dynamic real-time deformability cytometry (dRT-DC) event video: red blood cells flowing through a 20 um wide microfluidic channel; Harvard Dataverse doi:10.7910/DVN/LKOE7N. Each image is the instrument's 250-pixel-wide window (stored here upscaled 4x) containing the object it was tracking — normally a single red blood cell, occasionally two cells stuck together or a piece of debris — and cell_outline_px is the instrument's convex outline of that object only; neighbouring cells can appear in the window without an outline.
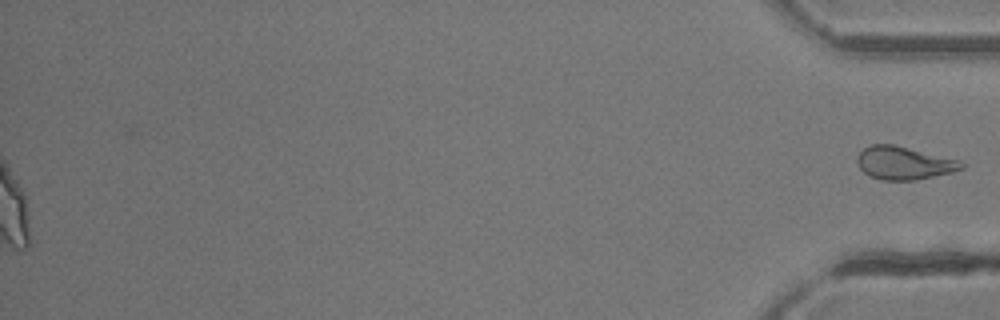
{"species": "common noctule bat (a hibernating species)", "species_latin": "Nyctalus noctula", "temperature_condition": "room temperature", "stored_images_in_passage": 51, "segment_of_instrument_passage": [2, 2], "camera_frame_rate_fps": 3000, "um_per_image_px": 0.085, "animal": {"sex": "female"}, "frame": {"image": 1, "passage_image": 51, "time_ms": 16.667, "image_size_px": [1000, 320], "cell_outline_px": [[964, 168], [952, 172], [912, 180], [880, 180], [868, 176], [860, 168], [856, 160], [856, 156], [864, 148], [872, 144], [892, 144], [960, 160], [964, 164]], "centroid_in_image_um": [76.8, 13.86], "position_along_channel_um": 358.4, "area_um2": 19.94}}